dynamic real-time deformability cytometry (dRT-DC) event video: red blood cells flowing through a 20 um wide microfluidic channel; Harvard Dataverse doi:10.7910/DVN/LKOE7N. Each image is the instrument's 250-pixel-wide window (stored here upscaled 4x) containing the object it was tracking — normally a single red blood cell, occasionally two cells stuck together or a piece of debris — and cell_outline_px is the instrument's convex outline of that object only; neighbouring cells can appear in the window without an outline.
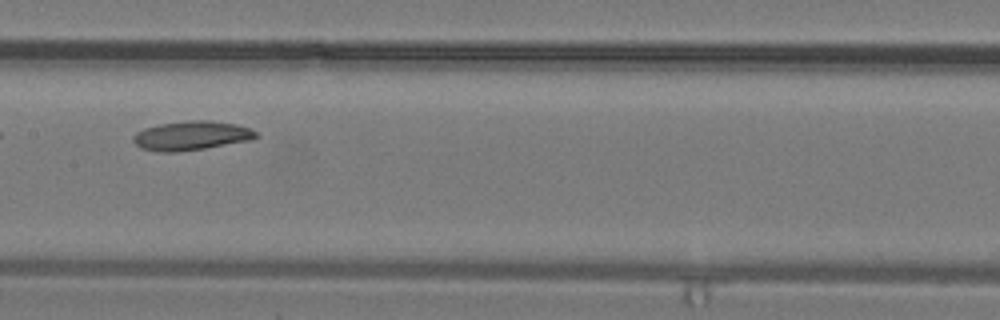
{"species": "common noctule bat (a hibernating species)", "species_latin": "Nyctalus noctula", "temperature_condition": "warm", "stored_images_in_passage": 22, "camera_frame_rate_fps": 3000, "um_per_image_px": 0.085, "animal": {"sex": "male", "body_mass_g": 19.2, "forearm_length_mm": 51.8}, "frame": {"image": 1, "passage_image": 16, "time_ms": 5.0, "image_size_px": [1000, 320], "cell_outline_px": [[260, 136], [252, 140], [204, 148], [176, 152], [160, 152], [140, 148], [132, 140], [132, 136], [136, 132], [144, 128], [160, 124], [188, 120], [208, 120], [236, 124], [248, 128], [256, 132]], "centroid_in_image_um": [16.25, 11.53], "position_along_channel_um": 191.1, "area_um2": 20.87}}